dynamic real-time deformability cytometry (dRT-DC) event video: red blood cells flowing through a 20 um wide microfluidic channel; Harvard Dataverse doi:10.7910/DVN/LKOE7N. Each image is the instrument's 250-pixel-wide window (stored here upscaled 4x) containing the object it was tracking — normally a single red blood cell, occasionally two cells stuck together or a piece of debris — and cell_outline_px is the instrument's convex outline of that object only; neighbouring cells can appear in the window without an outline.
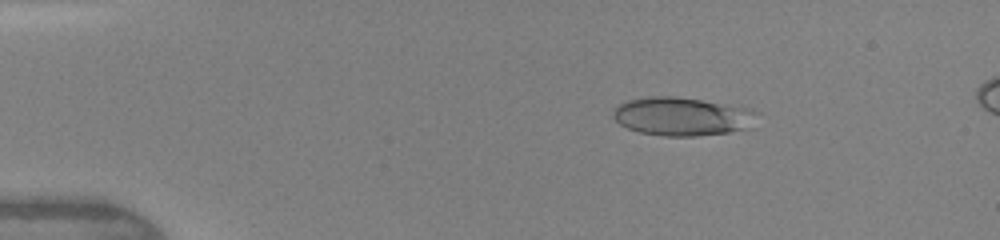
{"species": "human", "species_latin": "Homo sapiens", "temperature_condition": "warm", "stored_images_in_passage": 12, "camera_frame_rate_fps": 3000, "um_per_image_px": 0.085, "donor": {"sex": "female"}, "frame": {"image": 1, "passage_image": 4, "time_ms": 2.333, "image_size_px": [1000, 240], "cell_outline_px": [[760, 112], [752, 128], [728, 132], [696, 136], [664, 136], [640, 132], [628, 128], [620, 124], [612, 116], [612, 112], [620, 104], [628, 100], [652, 96], [676, 96], [752, 108]], "centroid_in_image_um": [58.05, 9.9], "position_along_channel_um": 26.9, "area_um2": 32.48}}
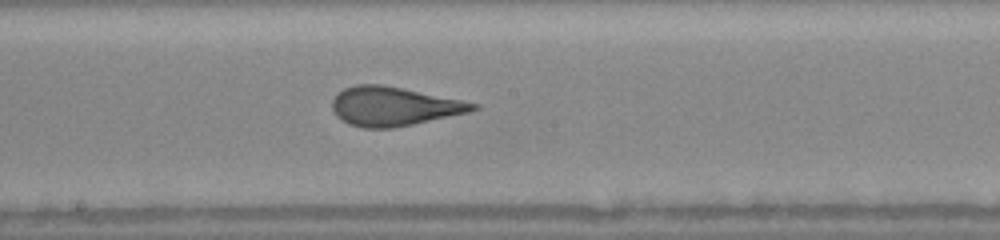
{"frame": {"image": 2, "passage_image": 12, "time_ms": 8.333, "image_size_px": [1000, 240], "cell_outline_px": [[480, 108], [468, 112], [412, 124], [392, 128], [364, 128], [348, 124], [340, 120], [336, 116], [332, 108], [332, 100], [344, 88], [356, 84], [380, 84], [480, 104]], "centroid_in_image_um": [33.42, 9.05], "position_along_channel_um": 214.8, "area_um2": 31.56}}